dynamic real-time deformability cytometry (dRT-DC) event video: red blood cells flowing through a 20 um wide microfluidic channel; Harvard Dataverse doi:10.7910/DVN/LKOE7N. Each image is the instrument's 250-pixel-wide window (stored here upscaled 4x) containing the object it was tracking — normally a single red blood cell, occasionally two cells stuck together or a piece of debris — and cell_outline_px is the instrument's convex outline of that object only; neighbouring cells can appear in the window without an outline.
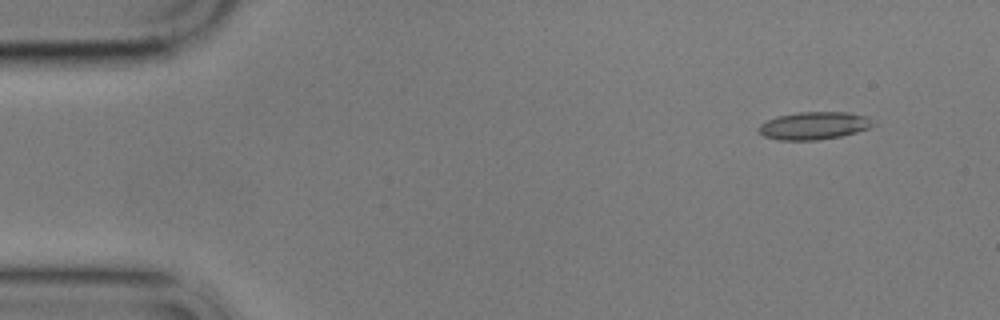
{"species": "common noctule bat (a hibernating species)", "species_latin": "Nyctalus noctula", "temperature_condition": "cold", "stored_images_in_passage": 10, "camera_frame_rate_fps": 3000, "um_per_image_px": 0.085, "animal": {"sex": "male", "body_mass_g": 17.9}, "frame": {"image": 1, "passage_image": 1, "time_ms": 0.0, "image_size_px": [1000, 320], "cell_outline_px": [[876, 124], [872, 128], [840, 136], [816, 140], [780, 140], [764, 136], [756, 128], [760, 124], [776, 116], [796, 112], [848, 112], [864, 116]], "centroid_in_image_um": [69.17, 10.68], "position_along_channel_um": 15.8, "area_um2": 18.44}}
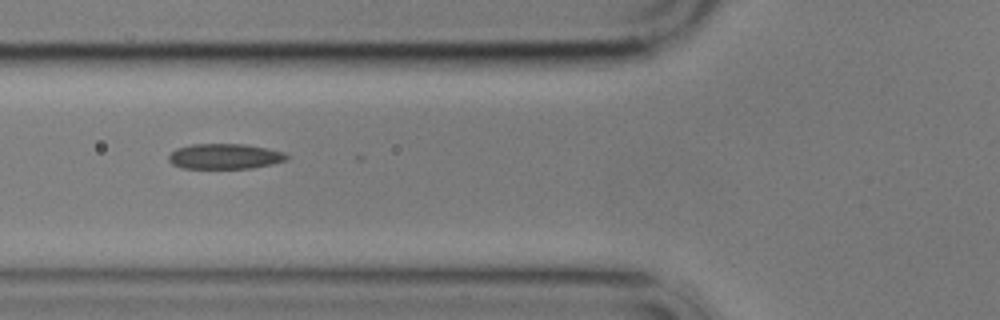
{"frame": {"image": 2, "passage_image": 5, "time_ms": 5.333, "image_size_px": [1000, 320], "cell_outline_px": [[288, 160], [272, 164], [252, 168], [180, 168], [172, 164], [168, 160], [168, 156], [176, 148], [192, 144], [244, 144], [284, 152], [288, 156]], "centroid_in_image_um": [19.09, 13.29], "position_along_channel_um": 106.7, "area_um2": 17.4}}
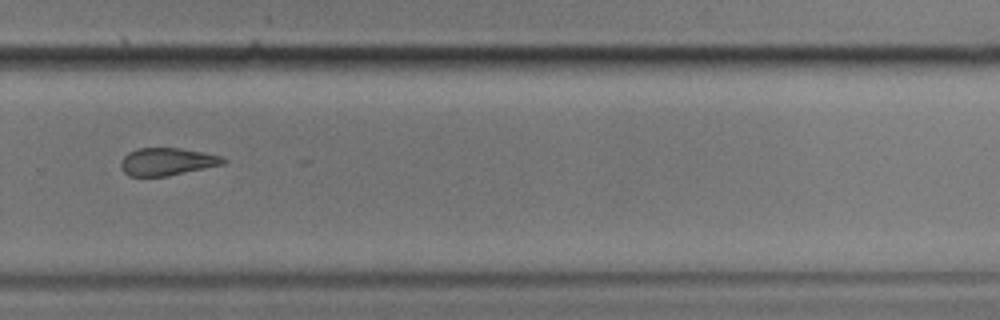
{"frame": {"image": 3, "passage_image": 10, "time_ms": 11.333, "image_size_px": [1000, 320], "cell_outline_px": [[228, 160], [224, 164], [168, 176], [128, 176], [120, 168], [120, 160], [128, 152], [136, 148], [180, 148], [220, 156]], "centroid_in_image_um": [14.15, 13.74], "position_along_channel_um": 315.6, "area_um2": 16.47}}